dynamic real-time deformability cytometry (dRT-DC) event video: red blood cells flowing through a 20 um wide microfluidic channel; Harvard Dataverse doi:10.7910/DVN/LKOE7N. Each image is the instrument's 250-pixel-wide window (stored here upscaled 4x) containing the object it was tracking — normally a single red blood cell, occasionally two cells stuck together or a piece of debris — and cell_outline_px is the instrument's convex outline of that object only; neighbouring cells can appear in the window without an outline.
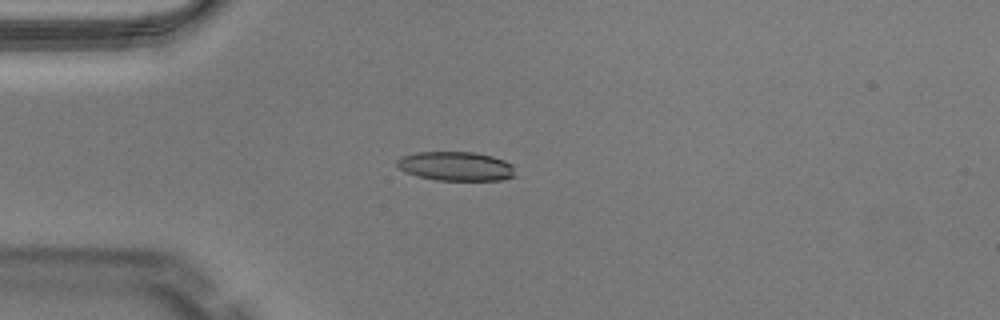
{"species": "Egyptian fruit bat (a non-hibernating species)", "species_latin": "Rousettus aegyptiacus", "temperature_condition": "warm", "stored_images_in_passage": 48, "camera_frame_rate_fps": 3000, "um_per_image_px": 0.085, "animal": {"sex": "male"}, "frame": {"image": 1, "passage_image": 12, "time_ms": 3.667, "image_size_px": [1000, 320], "cell_outline_px": [[516, 176], [504, 180], [436, 180], [404, 172], [396, 164], [396, 160], [400, 156], [416, 152], [472, 152], [492, 156], [504, 160], [512, 164]], "centroid_in_image_um": [38.75, 14.13], "position_along_channel_um": 46.2, "area_um2": 20.17}}
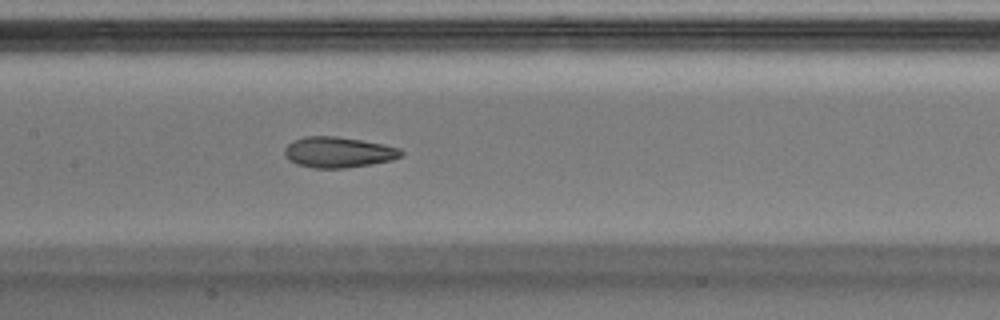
{"frame": {"image": 2, "passage_image": 23, "time_ms": 7.333, "image_size_px": [1000, 320], "cell_outline_px": [[404, 152], [400, 156], [392, 160], [372, 164], [344, 168], [312, 168], [296, 164], [288, 160], [284, 156], [284, 148], [292, 140], [304, 136], [336, 136], [384, 144], [400, 148]], "centroid_in_image_um": [28.72, 12.94], "position_along_channel_um": 178.7, "area_um2": 21.04}}
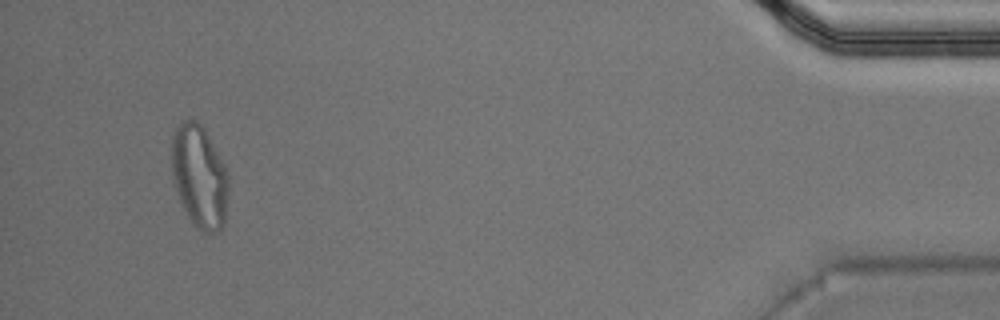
{"frame": {"image": 3, "passage_image": 46, "time_ms": 15.0, "image_size_px": [1000, 320], "cell_outline_px": [[228, 192], [224, 220], [220, 228], [216, 232], [204, 232], [192, 224], [180, 200], [172, 176], [172, 136], [176, 128], [184, 120], [196, 120], [204, 128], [220, 156], [228, 172]], "centroid_in_image_um": [16.95, 14.99], "position_along_channel_um": 418.2, "area_um2": 33.76}, "authors_computed_cell_mechanics": {"area_um2": 20.808, "velocity_mm_per_s": 4.0663, "shape_relaxation_time_tau1_ms": 4.4042, "shape_relaxation_time_tau2_ms": 1.1354, "deformation_change_tau1": 0.1883, "deformation_change_tau2": 0.0836}}